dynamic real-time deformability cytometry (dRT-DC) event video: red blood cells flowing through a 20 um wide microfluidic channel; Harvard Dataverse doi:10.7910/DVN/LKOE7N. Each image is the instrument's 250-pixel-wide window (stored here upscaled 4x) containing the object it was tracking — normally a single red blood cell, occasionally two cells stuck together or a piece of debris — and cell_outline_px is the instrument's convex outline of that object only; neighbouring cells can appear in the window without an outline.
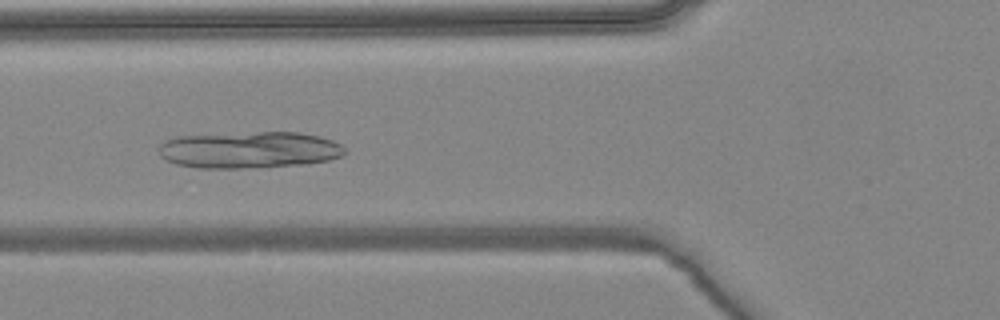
{"species": "common noctule bat (a hibernating species)", "species_latin": "Nyctalus noctula", "temperature_condition": "warm", "stored_images_in_passage": 7, "camera_frame_rate_fps": 3000, "um_per_image_px": 0.085, "animal": {"sex": "female", "body_mass_g": 24.6, "forearm_length_mm": 56.2}, "frame": {"image": 1, "passage_image": 5, "time_ms": 1.333, "image_size_px": [1000, 320], "cell_outline_px": [[344, 152], [340, 156], [328, 160], [308, 164], [244, 168], [196, 168], [176, 164], [160, 156], [160, 144], [164, 140], [176, 136], [260, 132], [300, 132], [320, 136], [332, 140], [340, 144], [344, 148]], "centroid_in_image_um": [21.18, 12.74], "position_along_channel_um": 104.6, "area_um2": 39.77}}
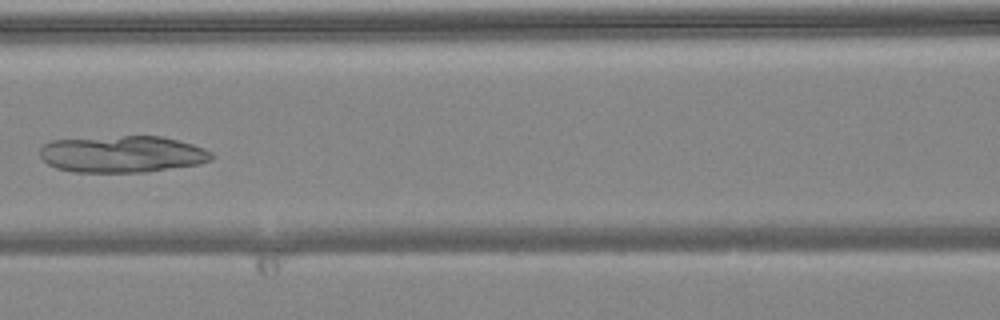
{"frame": {"image": 2, "passage_image": 6, "time_ms": 1.667, "image_size_px": [1000, 320], "cell_outline_px": [[212, 160], [196, 164], [148, 172], [72, 172], [56, 168], [48, 164], [40, 156], [40, 148], [44, 144], [52, 140], [124, 136], [160, 136], [192, 144], [204, 148], [212, 152]], "centroid_in_image_um": [10.37, 13.11], "position_along_channel_um": 156.2, "area_um2": 36.65}}
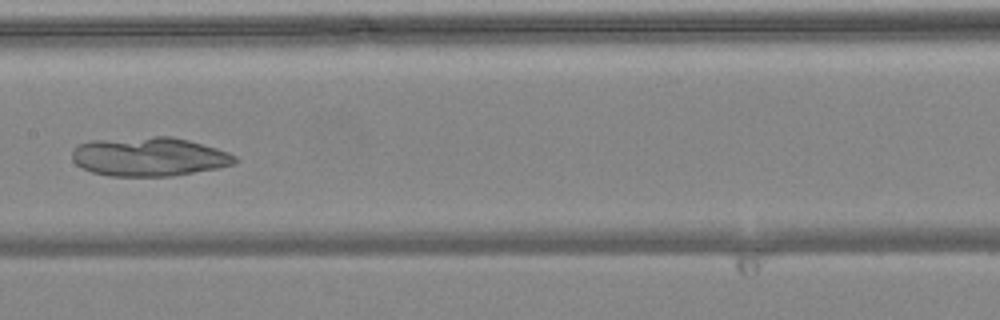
{"frame": {"image": 3, "passage_image": 7, "time_ms": 2.0, "image_size_px": [1000, 320], "cell_outline_px": [[236, 160], [232, 164], [220, 168], [172, 176], [108, 176], [92, 172], [76, 164], [72, 160], [72, 152], [80, 144], [92, 140], [152, 136], [172, 136], [188, 140], [216, 148], [228, 152], [236, 156]], "centroid_in_image_um": [12.68, 13.32], "position_along_channel_um": 194.7, "area_um2": 36.99}}